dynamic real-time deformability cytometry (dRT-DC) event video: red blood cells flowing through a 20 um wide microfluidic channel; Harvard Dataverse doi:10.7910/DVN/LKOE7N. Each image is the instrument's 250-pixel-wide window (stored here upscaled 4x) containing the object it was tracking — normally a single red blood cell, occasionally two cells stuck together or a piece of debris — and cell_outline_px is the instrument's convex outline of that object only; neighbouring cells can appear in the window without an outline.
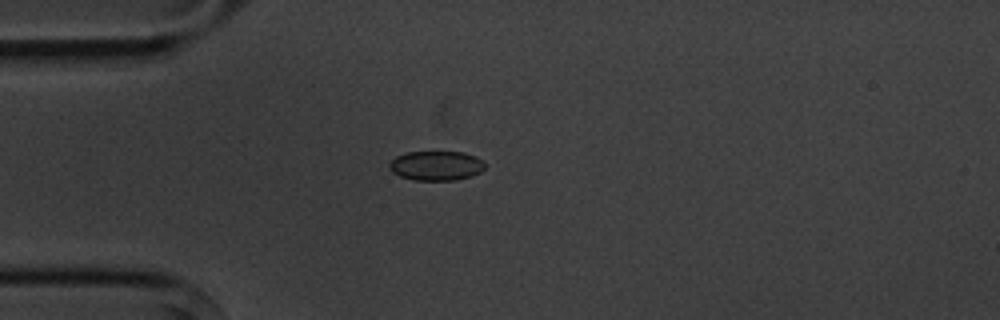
{"species": "common noctule bat (a hibernating species)", "species_latin": "Nyctalus noctula", "temperature_condition": "cold", "stored_images_in_passage": 6, "camera_frame_rate_fps": 3000, "um_per_image_px": 0.085, "animal": {"sex": "male", "body_mass_g": 20.1, "forearm_length_mm": 53.5}, "frame": {"image": 1, "passage_image": 5, "time_ms": 4.667, "image_size_px": [1000, 320], "cell_outline_px": [[484, 168], [480, 172], [472, 176], [456, 180], [416, 180], [400, 176], [392, 172], [388, 168], [388, 164], [396, 156], [408, 152], [464, 152], [476, 156], [484, 164]], "centroid_in_image_um": [37.06, 14.08], "position_along_channel_um": 47.9, "area_um2": 16.42}}